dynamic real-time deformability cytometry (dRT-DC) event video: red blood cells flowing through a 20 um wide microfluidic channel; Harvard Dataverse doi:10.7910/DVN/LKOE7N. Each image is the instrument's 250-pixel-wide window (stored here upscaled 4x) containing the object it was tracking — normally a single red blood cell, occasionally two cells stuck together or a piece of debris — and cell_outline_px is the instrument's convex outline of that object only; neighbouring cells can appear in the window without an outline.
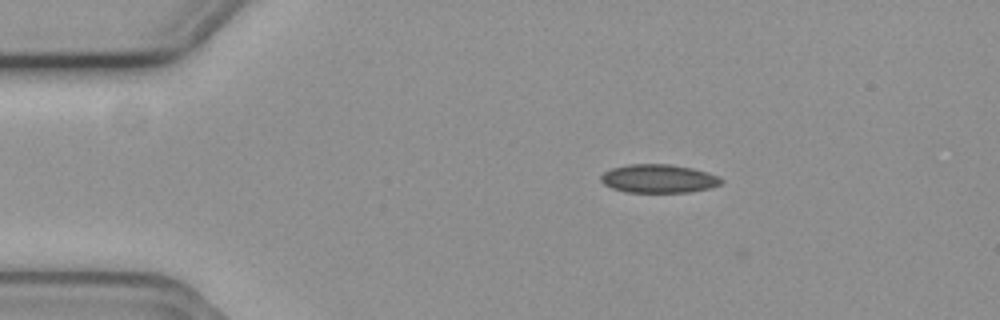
{"species": "common noctule bat (a hibernating species)", "species_latin": "Nyctalus noctula", "temperature_condition": "cold", "stored_images_in_passage": 2, "camera_frame_rate_fps": 3000, "um_per_image_px": 0.085, "animal": {"sex": "female", "body_mass_g": 19.3, "forearm_length_mm": 54.1}, "frame": {"image": 1, "passage_image": 1, "time_ms": 0.0, "image_size_px": [1000, 320], "cell_outline_px": [[724, 180], [720, 184], [712, 188], [692, 192], [624, 192], [612, 188], [604, 184], [600, 180], [600, 176], [604, 172], [612, 168], [628, 164], [668, 164], [692, 168], [708, 172], [720, 176]], "centroid_in_image_um": [56.01, 15.19], "position_along_channel_um": 29.0, "area_um2": 20.17}}